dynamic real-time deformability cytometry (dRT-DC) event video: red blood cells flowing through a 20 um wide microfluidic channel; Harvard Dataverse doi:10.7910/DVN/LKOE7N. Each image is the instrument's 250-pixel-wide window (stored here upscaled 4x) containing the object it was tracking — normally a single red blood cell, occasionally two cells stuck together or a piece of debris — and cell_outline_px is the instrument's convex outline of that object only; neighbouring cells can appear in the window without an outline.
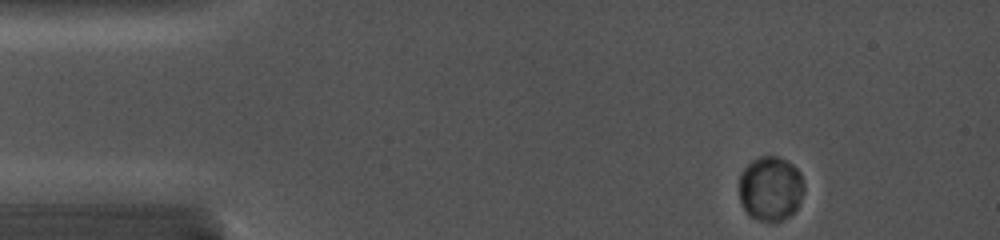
{"species": "common noctule bat (a hibernating species)", "species_latin": "Nyctalus noctula", "temperature_condition": "cold", "stored_images_in_passage": 20, "camera_frame_rate_fps": 5000, "um_per_image_px": 0.085, "animal": {"sex": "female", "body_mass_g": 19.0, "forearm_length_mm": 56.7}, "frame": {"image": 1, "passage_image": 1, "time_ms": 0.0, "image_size_px": [1000, 240], "cell_outline_px": [[804, 192], [796, 208], [788, 216], [780, 220], [760, 220], [752, 216], [744, 208], [740, 200], [740, 172], [752, 160], [760, 156], [776, 156], [792, 164], [800, 172], [804, 184]], "centroid_in_image_um": [65.5, 15.99], "position_along_channel_um": 19.5, "area_um2": 24.04}}
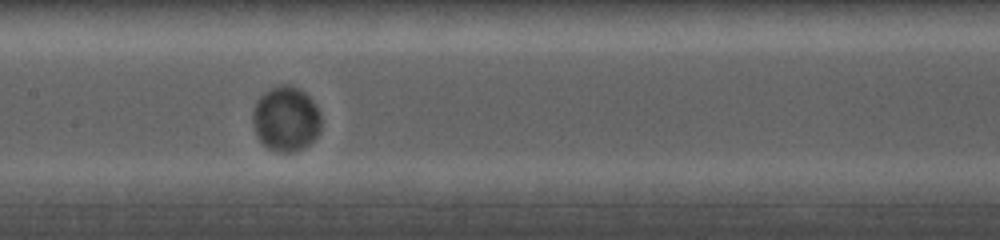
{"frame": {"image": 2, "passage_image": 8, "time_ms": 6.4, "image_size_px": [1000, 240], "cell_outline_px": [[320, 132], [308, 144], [292, 152], [280, 152], [268, 148], [260, 140], [256, 132], [252, 120], [252, 112], [256, 100], [264, 92], [280, 84], [288, 84], [304, 92], [316, 104], [320, 112]], "centroid_in_image_um": [24.3, 10.08], "position_along_channel_um": 183.1, "area_um2": 25.72}}
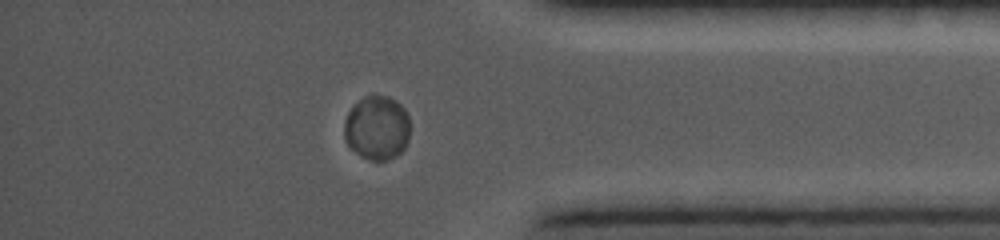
{"frame": {"image": 3, "passage_image": 17, "time_ms": 12.2, "image_size_px": [1000, 240], "cell_outline_px": [[408, 140], [404, 148], [400, 152], [388, 160], [368, 160], [360, 156], [348, 144], [344, 136], [344, 120], [348, 112], [364, 96], [372, 92], [388, 96], [396, 100], [404, 108], [408, 116]], "centroid_in_image_um": [32.03, 10.83], "position_along_channel_um": 403.2, "area_um2": 24.74}}